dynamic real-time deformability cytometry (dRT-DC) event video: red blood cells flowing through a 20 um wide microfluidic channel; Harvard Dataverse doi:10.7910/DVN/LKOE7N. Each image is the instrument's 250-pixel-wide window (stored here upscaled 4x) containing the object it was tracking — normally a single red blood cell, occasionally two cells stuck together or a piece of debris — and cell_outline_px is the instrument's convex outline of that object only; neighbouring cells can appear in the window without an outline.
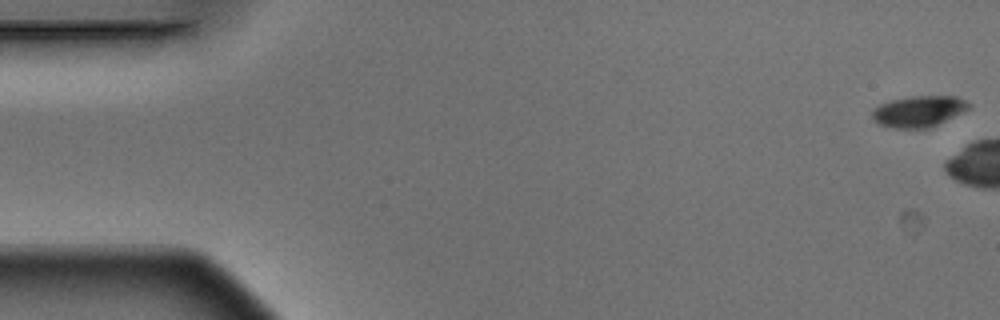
{"species": "Egyptian fruit bat (a non-hibernating species)", "species_latin": "Rousettus aegyptiacus", "temperature_condition": "warm", "stored_images_in_passage": 6, "camera_frame_rate_fps": 3000, "um_per_image_px": 0.085, "animal": {"sex": "male"}, "frame": {"image": 1, "passage_image": 1, "time_ms": 0.0, "image_size_px": [1000, 320], "cell_outline_px": [[972, 104], [968, 108], [932, 128], [892, 128], [880, 124], [872, 120], [872, 108], [880, 104], [892, 100], [912, 96], [956, 96]], "centroid_in_image_um": [78.06, 9.47], "position_along_channel_um": 6.9, "area_um2": 17.51}}